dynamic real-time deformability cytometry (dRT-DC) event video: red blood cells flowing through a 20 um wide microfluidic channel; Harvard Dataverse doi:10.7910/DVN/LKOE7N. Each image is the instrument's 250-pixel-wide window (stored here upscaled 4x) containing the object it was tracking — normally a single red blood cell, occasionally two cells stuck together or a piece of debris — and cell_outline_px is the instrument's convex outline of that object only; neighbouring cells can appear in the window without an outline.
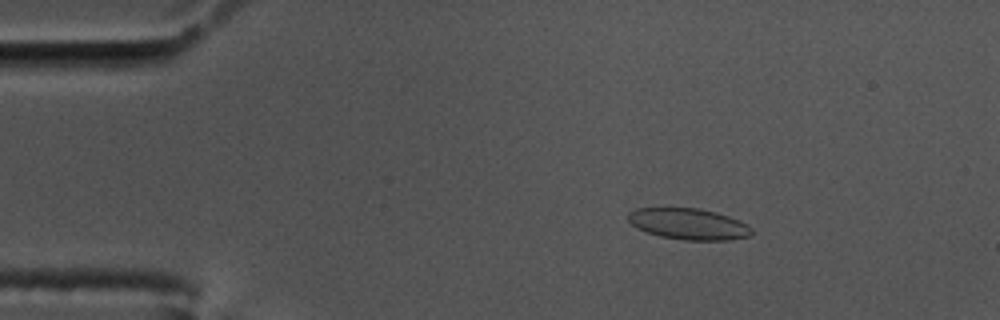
{"species": "common noctule bat (a hibernating species)", "species_latin": "Nyctalus noctula", "temperature_condition": "cold", "stored_images_in_passage": 58, "camera_frame_rate_fps": 3000, "um_per_image_px": 0.085, "animal": {"sex": "male", "body_mass_g": 17.5, "forearm_length_mm": 52.3}, "frame": {"image": 1, "passage_image": 9, "time_ms": 2.667, "image_size_px": [1000, 320], "cell_outline_px": [[752, 236], [732, 240], [684, 240], [660, 236], [636, 228], [628, 220], [628, 212], [636, 208], [700, 208], [716, 212], [728, 216], [748, 224], [752, 228]], "centroid_in_image_um": [58.56, 19.04], "position_along_channel_um": 26.4, "area_um2": 22.6}}
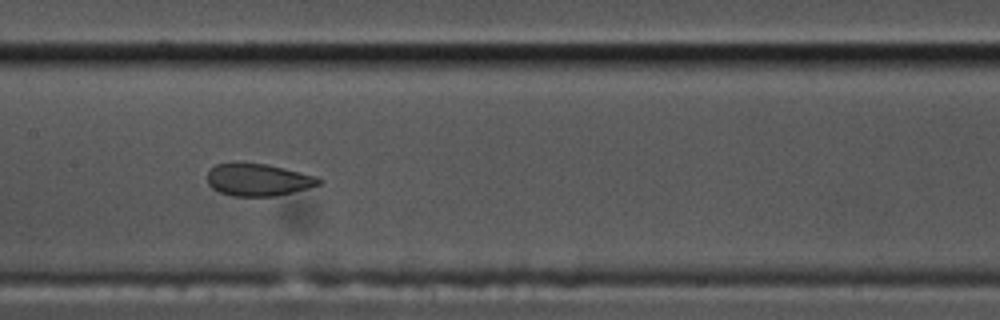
{"frame": {"image": 2, "passage_image": 28, "time_ms": 9.0, "image_size_px": [1000, 320], "cell_outline_px": [[324, 180], [320, 184], [292, 192], [272, 196], [232, 196], [220, 192], [212, 188], [208, 184], [208, 172], [216, 164], [268, 164], [316, 176]], "centroid_in_image_um": [21.96, 15.29], "position_along_channel_um": 185.4, "area_um2": 20.58}}
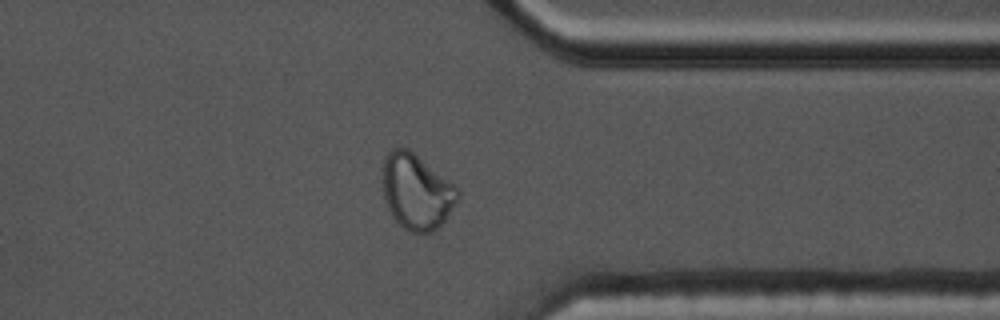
{"frame": {"image": 3, "passage_image": 45, "time_ms": 14.667, "image_size_px": [1000, 320], "cell_outline_px": [[460, 196], [444, 220], [432, 232], [408, 232], [392, 216], [388, 208], [384, 196], [384, 156], [392, 148], [408, 148], [456, 184], [460, 192]], "centroid_in_image_um": [35.43, 16.27], "position_along_channel_um": 376.0, "area_um2": 32.83}}